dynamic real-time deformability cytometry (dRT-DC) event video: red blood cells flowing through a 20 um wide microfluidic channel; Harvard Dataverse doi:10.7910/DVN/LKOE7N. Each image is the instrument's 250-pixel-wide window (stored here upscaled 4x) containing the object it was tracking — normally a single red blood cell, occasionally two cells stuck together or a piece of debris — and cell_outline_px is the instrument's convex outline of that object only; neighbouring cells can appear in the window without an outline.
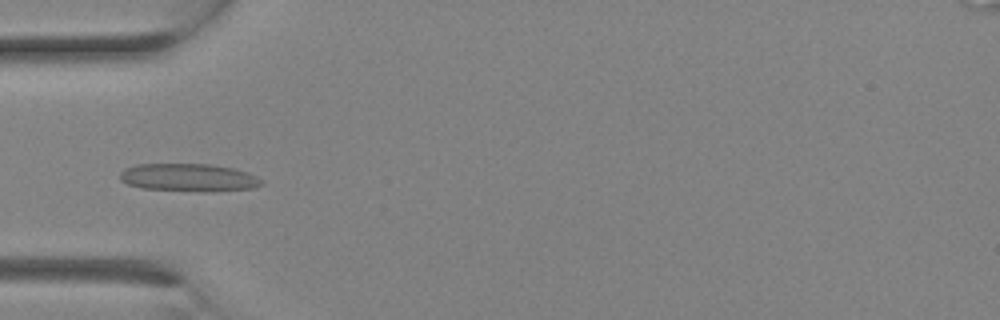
{"species": "Egyptian fruit bat (a non-hibernating species)", "species_latin": "Rousettus aegyptiacus", "temperature_condition": "room temperature", "stored_images_in_passage": 8, "camera_frame_rate_fps": 3000, "um_per_image_px": 0.085, "animal": {"sex": "female"}, "frame": {"image": 1, "passage_image": 7, "time_ms": 2.0, "image_size_px": [1000, 320], "cell_outline_px": [[264, 184], [252, 188], [140, 188], [128, 184], [120, 180], [120, 172], [124, 168], [136, 164], [212, 164], [232, 168], [256, 176], [264, 180]], "centroid_in_image_um": [15.95, 15.02], "position_along_channel_um": 69.1, "area_um2": 21.44}}